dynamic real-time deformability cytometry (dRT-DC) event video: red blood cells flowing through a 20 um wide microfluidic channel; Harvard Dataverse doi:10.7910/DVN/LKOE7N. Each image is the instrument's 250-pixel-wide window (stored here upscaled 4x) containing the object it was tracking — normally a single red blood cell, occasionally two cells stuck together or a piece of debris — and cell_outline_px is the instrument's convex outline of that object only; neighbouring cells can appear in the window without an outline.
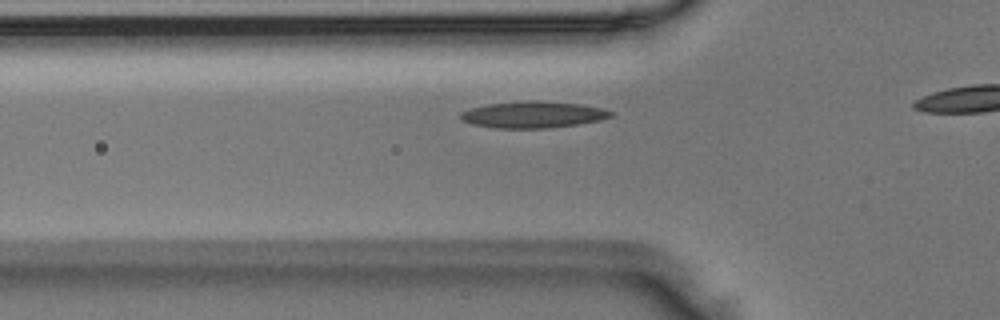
{"species": "Egyptian fruit bat (a non-hibernating species)", "species_latin": "Rousettus aegyptiacus", "temperature_condition": "room temperature", "stored_images_in_passage": 31, "camera_frame_rate_fps": 3000, "um_per_image_px": 0.085, "animal": {"sex": "male"}, "frame": {"image": 1, "passage_image": 10, "time_ms": 3.0, "image_size_px": [1000, 320], "cell_outline_px": [[616, 116], [600, 120], [576, 124], [548, 128], [496, 128], [472, 124], [460, 120], [460, 112], [472, 108], [488, 104], [532, 100], [536, 100], [580, 104], [600, 108], [616, 112]], "centroid_in_image_um": [45.34, 9.74], "position_along_channel_um": 80.5, "area_um2": 23.24}}
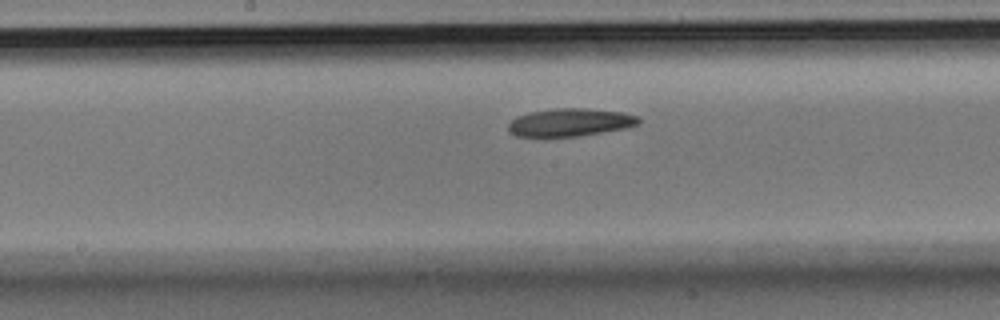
{"frame": {"image": 2, "passage_image": 19, "time_ms": 6.0, "image_size_px": [1000, 320], "cell_outline_px": [[640, 124], [628, 128], [580, 136], [544, 140], [516, 136], [508, 128], [508, 124], [516, 116], [532, 112], [556, 108], [588, 108], [624, 112], [640, 116]], "centroid_in_image_um": [48.46, 10.44], "position_along_channel_um": 199.7, "area_um2": 22.2}}
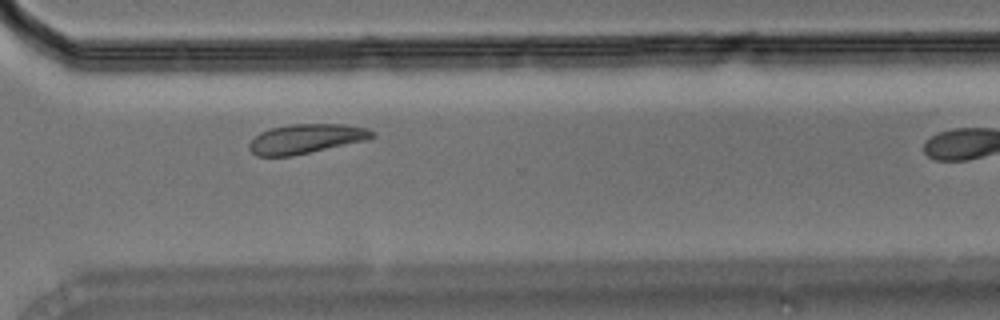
{"frame": {"image": 3, "passage_image": 30, "time_ms": 9.667, "image_size_px": [1000, 320], "cell_outline_px": [[376, 136], [364, 140], [292, 156], [256, 156], [248, 148], [248, 144], [260, 132], [272, 128], [288, 124], [344, 124], [368, 128], [376, 132]], "centroid_in_image_um": [26.01, 11.79], "position_along_channel_um": 344.6, "area_um2": 20.98}}